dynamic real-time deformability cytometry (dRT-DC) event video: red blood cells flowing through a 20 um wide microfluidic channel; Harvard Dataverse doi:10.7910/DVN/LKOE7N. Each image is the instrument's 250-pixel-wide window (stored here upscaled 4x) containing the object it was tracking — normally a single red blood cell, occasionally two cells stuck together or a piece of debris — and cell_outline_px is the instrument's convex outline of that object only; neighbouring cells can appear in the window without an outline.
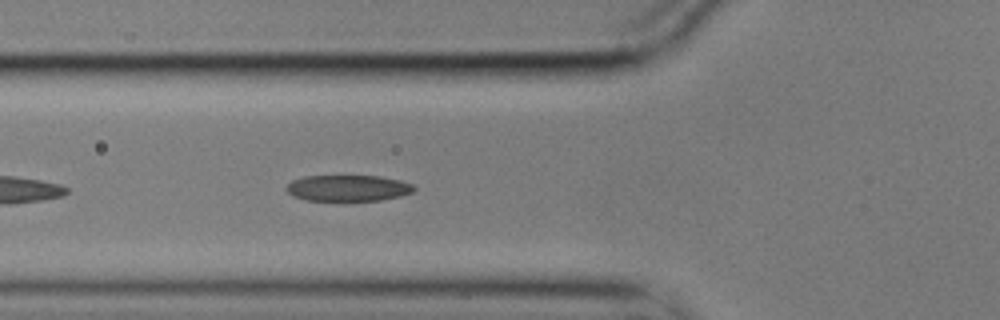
{"species": "common noctule bat (a hibernating species)", "species_latin": "Nyctalus noctula", "temperature_condition": "cold", "stored_images_in_passage": 27, "camera_frame_rate_fps": 3000, "um_per_image_px": 0.085, "animal": {"sex": "male", "body_mass_g": 17.9}, "frame": {"image": 1, "passage_image": 6, "time_ms": 1.667, "image_size_px": [1000, 320], "cell_outline_px": [[416, 188], [412, 192], [400, 196], [380, 200], [304, 200], [292, 196], [288, 192], [288, 184], [292, 180], [304, 176], [380, 176], [400, 180], [412, 184]], "centroid_in_image_um": [29.59, 15.98], "position_along_channel_um": 96.2, "area_um2": 19.31}}
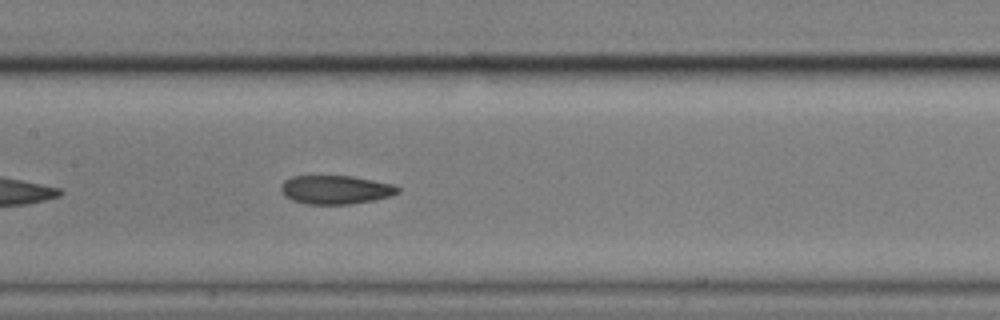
{"frame": {"image": 2, "passage_image": 13, "time_ms": 4.0, "image_size_px": [1000, 320], "cell_outline_px": [[400, 192], [388, 196], [372, 200], [352, 204], [304, 204], [292, 200], [284, 196], [280, 188], [280, 184], [284, 180], [292, 176], [352, 176], [392, 184], [400, 188]], "centroid_in_image_um": [28.47, 16.12], "position_along_channel_um": 178.9, "area_um2": 19.54}}
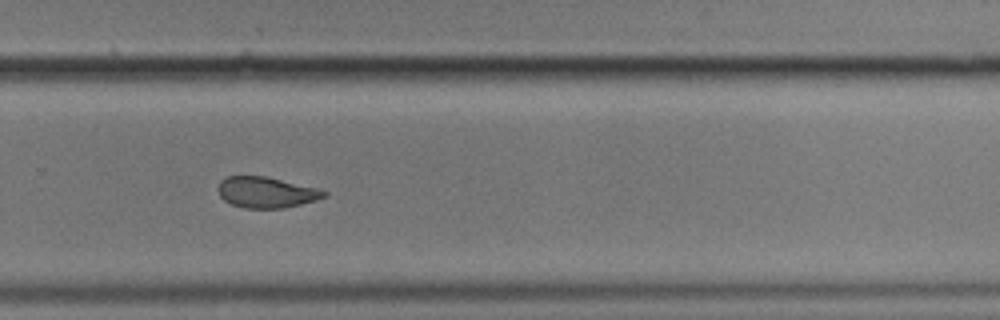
{"frame": {"image": 3, "passage_image": 24, "time_ms": 7.667, "image_size_px": [1000, 320], "cell_outline_px": [[328, 196], [316, 200], [284, 208], [244, 208], [232, 204], [224, 200], [220, 196], [216, 188], [220, 180], [224, 176], [264, 176], [320, 188], [328, 192]], "centroid_in_image_um": [22.63, 16.34], "position_along_channel_um": 307.2, "area_um2": 19.31}}